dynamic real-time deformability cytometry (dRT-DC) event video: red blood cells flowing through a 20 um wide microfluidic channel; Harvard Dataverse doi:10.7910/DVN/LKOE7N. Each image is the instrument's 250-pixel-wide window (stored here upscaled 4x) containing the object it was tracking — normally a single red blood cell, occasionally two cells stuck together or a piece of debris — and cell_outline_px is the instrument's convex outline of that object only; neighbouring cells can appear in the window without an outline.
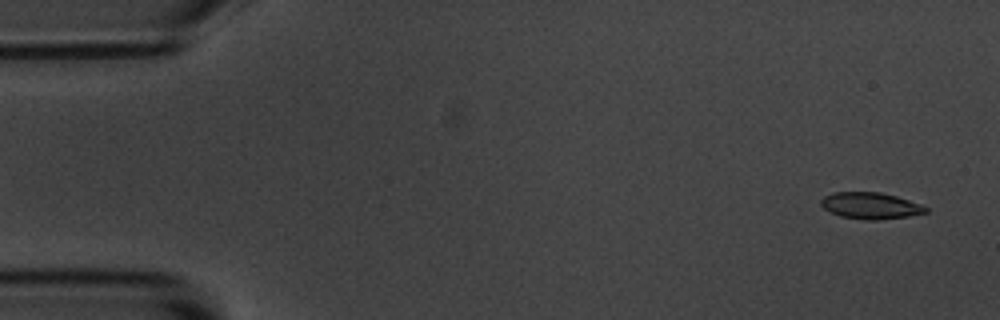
{"species": "common noctule bat (a hibernating species)", "species_latin": "Nyctalus noctula", "temperature_condition": "room temperature", "stored_images_in_passage": 6, "segment_of_instrument_passage": [1, 2], "camera_frame_rate_fps": 3000, "um_per_image_px": 0.085, "animal": {"sex": "male", "body_mass_g": 20.1, "forearm_length_mm": 53.5}, "frame": {"image": 1, "passage_image": 1, "time_ms": 0.0, "image_size_px": [1000, 320], "cell_outline_px": [[928, 212], [908, 216], [880, 220], [864, 220], [840, 216], [828, 212], [820, 204], [820, 200], [824, 196], [832, 192], [880, 192], [896, 196], [920, 204], [928, 208]], "centroid_in_image_um": [73.96, 17.49], "position_along_channel_um": 11.0, "area_um2": 16.3}}